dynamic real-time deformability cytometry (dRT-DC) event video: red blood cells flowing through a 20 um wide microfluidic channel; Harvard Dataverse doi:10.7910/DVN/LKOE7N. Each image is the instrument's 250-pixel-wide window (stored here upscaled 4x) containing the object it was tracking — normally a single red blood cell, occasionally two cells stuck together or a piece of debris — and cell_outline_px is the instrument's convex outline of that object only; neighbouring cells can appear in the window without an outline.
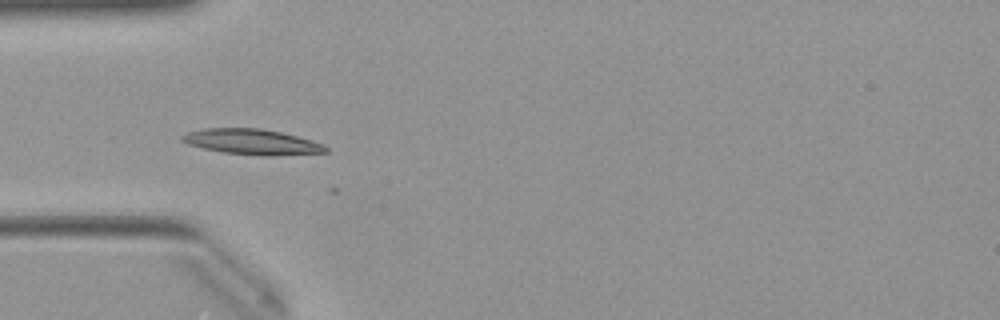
{"species": "Egyptian fruit bat (a non-hibernating species)", "species_latin": "Rousettus aegyptiacus", "temperature_condition": "warm", "stored_images_in_passage": 19, "camera_frame_rate_fps": 3000, "um_per_image_px": 0.085, "animal": {"sex": "female"}, "frame": {"image": 1, "passage_image": 13, "time_ms": 4.0, "image_size_px": [1000, 320], "cell_outline_px": [[328, 152], [272, 156], [260, 156], [224, 152], [204, 148], [188, 144], [180, 140], [180, 136], [188, 132], [204, 128], [260, 128], [280, 132], [312, 140], [324, 144], [328, 148]], "centroid_in_image_um": [21.43, 12.06], "position_along_channel_um": 63.6, "area_um2": 21.33}}
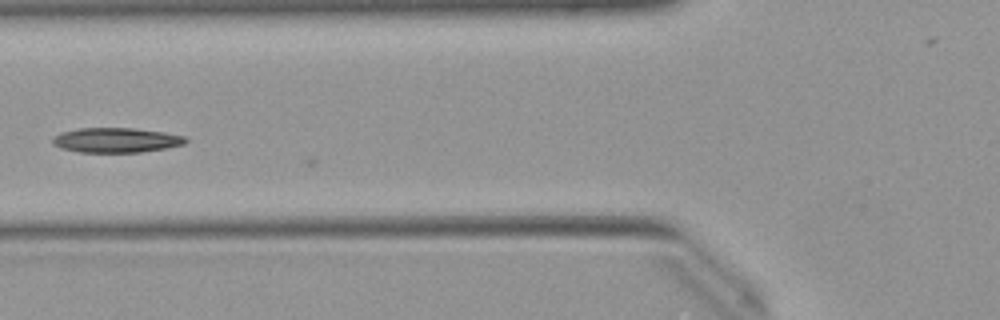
{"frame": {"image": 2, "passage_image": 17, "time_ms": 5.333, "image_size_px": [1000, 320], "cell_outline_px": [[188, 140], [184, 144], [164, 148], [140, 152], [80, 152], [60, 148], [52, 144], [52, 140], [60, 132], [80, 128], [132, 128], [164, 132], [184, 136]], "centroid_in_image_um": [9.85, 11.91], "position_along_channel_um": 116.0, "area_um2": 19.07}}